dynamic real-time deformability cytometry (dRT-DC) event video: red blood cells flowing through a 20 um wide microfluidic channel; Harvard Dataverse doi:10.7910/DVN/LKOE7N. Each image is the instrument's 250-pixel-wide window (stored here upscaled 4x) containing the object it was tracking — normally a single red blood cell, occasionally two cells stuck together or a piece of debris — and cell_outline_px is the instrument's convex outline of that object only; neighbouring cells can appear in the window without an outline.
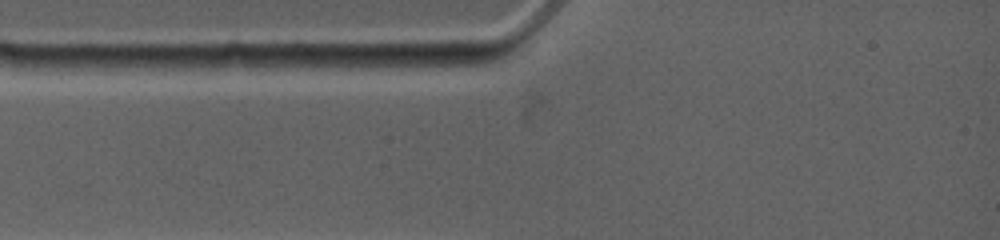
{"species": "common noctule bat (a hibernating species)", "species_latin": "Nyctalus noctula", "temperature_condition": "warm", "stored_images_in_passage": 2, "camera_frame_rate_fps": 4500, "um_per_image_px": 0.085, "animal": {"sex": "female", "body_mass_g": 19.0, "forearm_length_mm": 53.3}, "frame": {"image": 1, "passage_image": 2, "time_ms": 0.667, "image_size_px": [1000, 240], "cell_outline_px": [[440, 64], [396, 72], [284, 64], [300, 56], [428, 56]], "centroid_in_image_um": [31.16, 5.31], "position_along_channel_um": 53.8, "area_um2": 12.72}}